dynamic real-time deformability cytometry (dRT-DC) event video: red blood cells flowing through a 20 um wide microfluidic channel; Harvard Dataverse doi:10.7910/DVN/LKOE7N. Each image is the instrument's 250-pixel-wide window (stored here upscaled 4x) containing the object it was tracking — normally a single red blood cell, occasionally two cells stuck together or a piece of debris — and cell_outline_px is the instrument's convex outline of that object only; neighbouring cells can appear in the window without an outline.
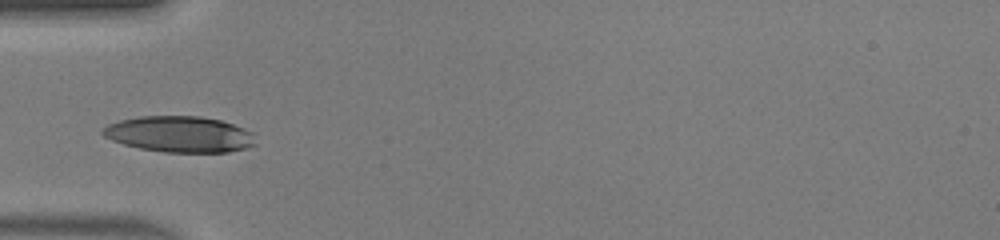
{"species": "human", "species_latin": "Homo sapiens", "temperature_condition": "warm", "stored_images_in_passage": 19, "camera_frame_rate_fps": 3000, "um_per_image_px": 0.085, "donor": {"sex": "male"}, "frame": {"image": 1, "passage_image": 1, "time_ms": 0.0, "image_size_px": [1000, 240], "cell_outline_px": [[256, 144], [248, 148], [228, 152], [164, 152], [140, 148], [124, 144], [112, 140], [104, 136], [100, 132], [100, 128], [108, 124], [120, 120], [140, 116], [200, 116], [220, 120], [244, 128], [252, 132]], "centroid_in_image_um": [15.25, 11.41], "position_along_channel_um": 69.7, "area_um2": 32.19}}
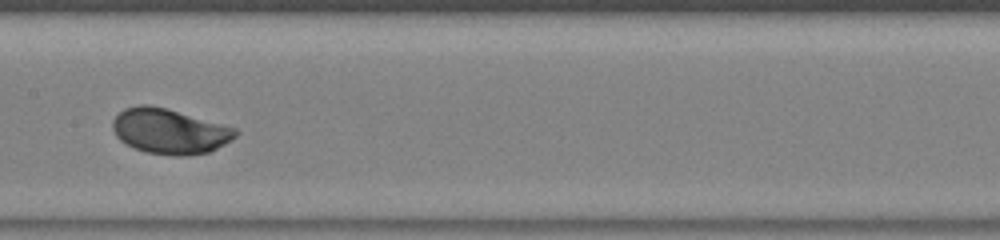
{"frame": {"image": 2, "passage_image": 10, "time_ms": 3.0, "image_size_px": [1000, 240], "cell_outline_px": [[240, 132], [232, 140], [208, 152], [188, 156], [176, 156], [144, 152], [120, 140], [116, 136], [112, 128], [112, 120], [124, 108], [140, 104], [148, 104], [168, 108], [236, 128]], "centroid_in_image_um": [14.41, 11.15], "position_along_channel_um": 193.0, "area_um2": 32.48}}
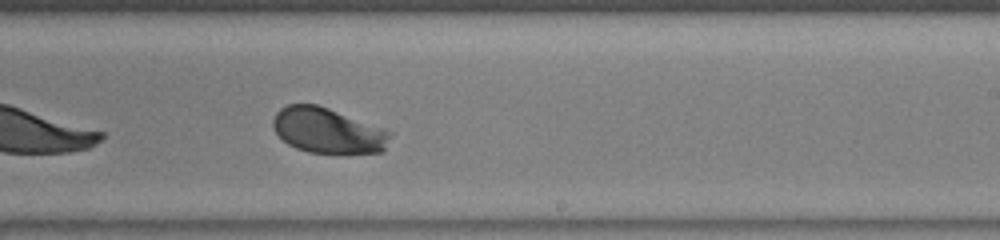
{"frame": {"image": 3, "passage_image": 15, "time_ms": 4.667, "image_size_px": [1000, 240], "cell_outline_px": [[392, 132], [384, 152], [340, 156], [336, 156], [308, 152], [296, 148], [288, 144], [276, 132], [272, 124], [272, 120], [276, 112], [280, 108], [288, 104], [316, 104], [328, 108], [384, 128]], "centroid_in_image_um": [27.9, 11.15], "position_along_channel_um": 261.1, "area_um2": 31.79}}